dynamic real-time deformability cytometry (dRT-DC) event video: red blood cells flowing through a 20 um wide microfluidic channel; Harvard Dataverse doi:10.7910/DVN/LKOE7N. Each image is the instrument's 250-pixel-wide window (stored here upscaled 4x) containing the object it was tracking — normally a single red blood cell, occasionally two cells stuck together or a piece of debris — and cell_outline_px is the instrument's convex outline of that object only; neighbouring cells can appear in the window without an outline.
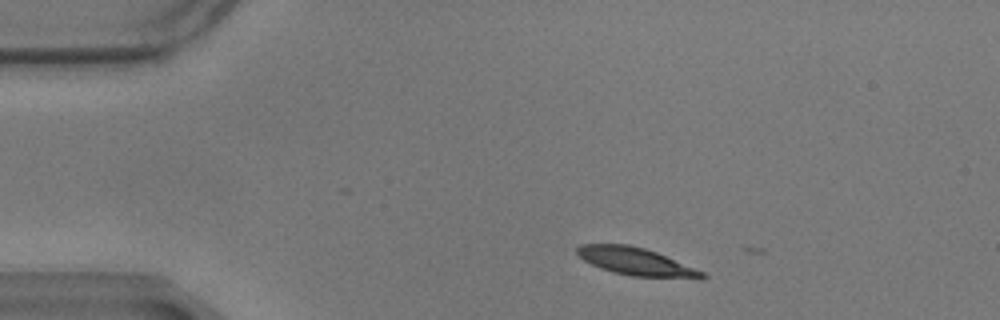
{"species": "common noctule bat (a hibernating species)", "species_latin": "Nyctalus noctula", "temperature_condition": "warm", "stored_images_in_passage": 4, "camera_frame_rate_fps": 3000, "um_per_image_px": 0.085, "animal": {"sex": "male", "body_mass_g": 17.9}, "frame": {"image": 1, "passage_image": 1, "time_ms": 0.0, "image_size_px": [1000, 320], "cell_outline_px": [[708, 276], [700, 280], [632, 276], [612, 272], [600, 268], [584, 260], [576, 252], [576, 248], [580, 244], [628, 244], [644, 248], [656, 252], [704, 272]], "centroid_in_image_um": [54.11, 22.26], "position_along_channel_um": 30.9, "area_um2": 20.35}}